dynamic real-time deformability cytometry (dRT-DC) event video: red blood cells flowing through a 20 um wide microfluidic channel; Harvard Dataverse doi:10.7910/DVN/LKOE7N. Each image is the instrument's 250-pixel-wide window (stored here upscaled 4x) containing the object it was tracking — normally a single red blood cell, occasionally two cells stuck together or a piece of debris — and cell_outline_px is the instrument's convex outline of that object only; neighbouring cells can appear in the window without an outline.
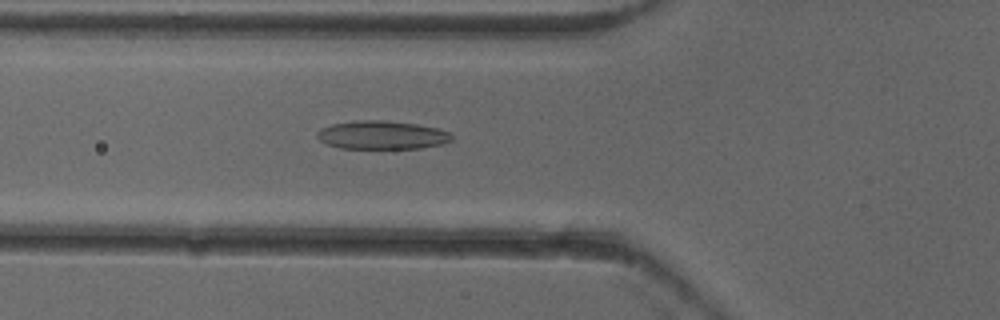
{"species": "common noctule bat (a hibernating species)", "species_latin": "Nyctalus noctula", "temperature_condition": "cold", "stored_images_in_passage": 50, "camera_frame_rate_fps": 3000, "um_per_image_px": 0.085, "animal": {"sex": "female"}, "frame": {"image": 1, "passage_image": 19, "time_ms": 6.0, "image_size_px": [1000, 320], "cell_outline_px": [[452, 140], [440, 144], [420, 148], [340, 148], [328, 144], [320, 140], [316, 136], [316, 132], [320, 128], [332, 124], [356, 120], [380, 120], [416, 124], [440, 128], [448, 132], [452, 136]], "centroid_in_image_um": [32.44, 11.47], "position_along_channel_um": 93.4, "area_um2": 22.2}}
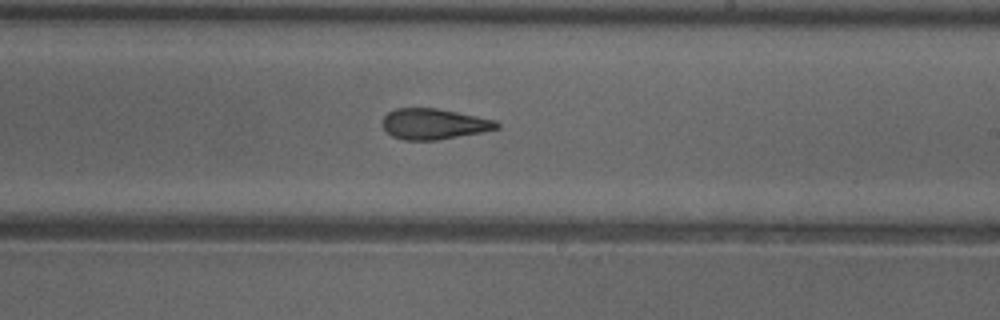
{"frame": {"image": 2, "passage_image": 31, "time_ms": 10.0, "image_size_px": [1000, 320], "cell_outline_px": [[500, 128], [484, 132], [436, 140], [404, 140], [392, 136], [380, 124], [384, 116], [388, 112], [396, 108], [436, 108], [496, 120], [500, 124]], "centroid_in_image_um": [36.88, 10.54], "position_along_channel_um": 252.1, "area_um2": 20.52}}
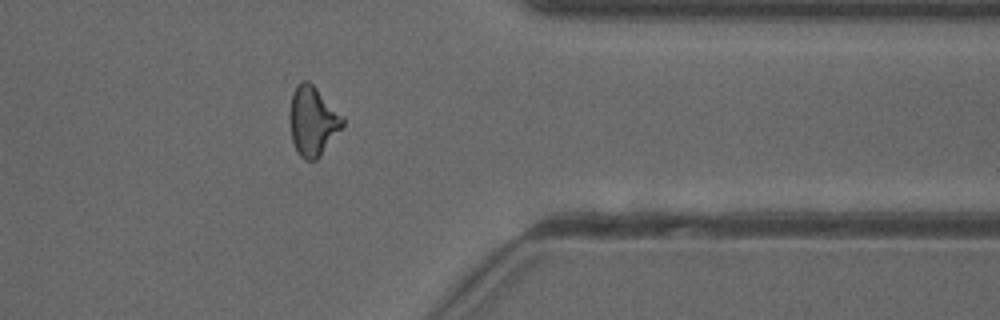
{"frame": {"image": 3, "passage_image": 42, "time_ms": 13.667, "image_size_px": [1000, 320], "cell_outline_px": [[344, 124], [320, 156], [316, 160], [304, 160], [296, 152], [292, 140], [288, 120], [288, 112], [292, 92], [296, 84], [300, 80], [308, 80], [344, 116]], "centroid_in_image_um": [26.54, 10.27], "position_along_channel_um": 384.9, "area_um2": 21.73}}